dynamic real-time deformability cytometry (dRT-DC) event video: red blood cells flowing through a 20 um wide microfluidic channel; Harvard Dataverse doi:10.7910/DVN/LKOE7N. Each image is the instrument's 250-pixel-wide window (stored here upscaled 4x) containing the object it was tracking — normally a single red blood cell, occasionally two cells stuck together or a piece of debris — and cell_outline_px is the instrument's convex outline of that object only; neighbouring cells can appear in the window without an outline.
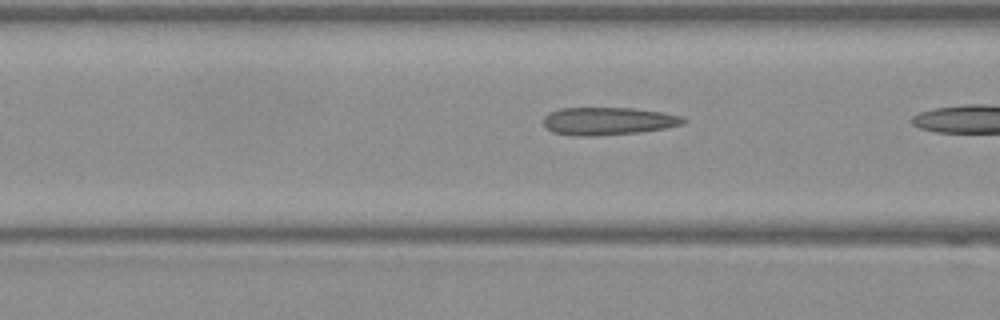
{"species": "Egyptian fruit bat (a non-hibernating species)", "species_latin": "Rousettus aegyptiacus", "temperature_condition": "warm", "stored_images_in_passage": 32, "camera_frame_rate_fps": 3000, "um_per_image_px": 0.085, "frame": {"image": 1, "passage_image": 18, "time_ms": 5.667, "image_size_px": [1000, 320], "cell_outline_px": [[688, 120], [684, 124], [664, 128], [640, 132], [596, 136], [572, 136], [552, 132], [544, 124], [544, 116], [548, 112], [560, 108], [636, 108], [660, 112], [680, 116]], "centroid_in_image_um": [51.66, 10.29], "position_along_channel_um": 114.9, "area_um2": 22.72}}
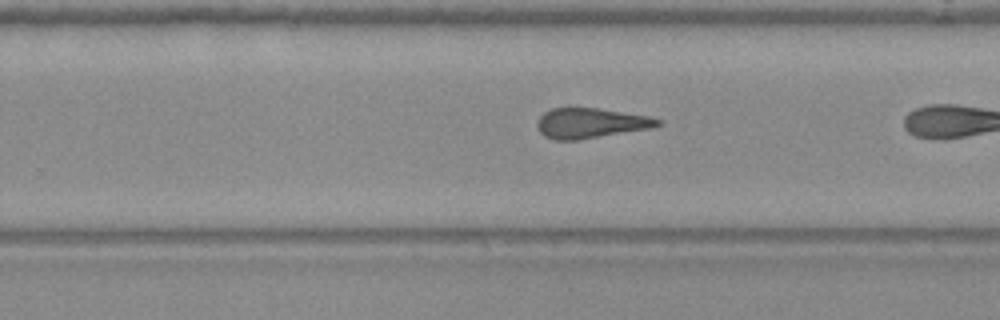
{"frame": {"image": 2, "passage_image": 31, "time_ms": 10.0, "image_size_px": [1000, 320], "cell_outline_px": [[664, 124], [652, 128], [580, 140], [552, 140], [544, 136], [540, 132], [536, 124], [536, 120], [544, 112], [552, 108], [600, 108], [648, 116], [660, 120]], "centroid_in_image_um": [50.19, 10.47], "position_along_channel_um": 279.6, "area_um2": 21.39}}